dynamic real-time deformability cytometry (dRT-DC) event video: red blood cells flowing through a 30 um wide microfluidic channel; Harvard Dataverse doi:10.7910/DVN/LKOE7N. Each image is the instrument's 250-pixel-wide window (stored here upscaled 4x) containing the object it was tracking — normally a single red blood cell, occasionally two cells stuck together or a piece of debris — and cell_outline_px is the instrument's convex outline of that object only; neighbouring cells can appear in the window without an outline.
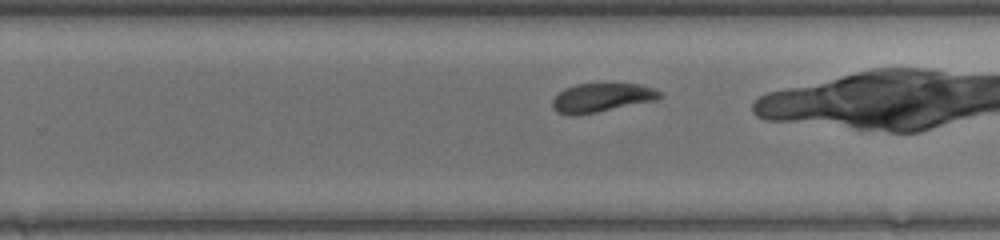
{"species": "common noctule bat (a hibernating species)", "species_latin": "Nyctalus noctula", "temperature_condition": "warm", "stored_images_in_passage": 24, "camera_frame_rate_fps": 3000, "um_per_image_px": 0.085, "animal": {"sex": "female", "body_mass_g": 17.0, "forearm_length_mm": 48.0}, "frame": {"image": 1, "passage_image": 17, "time_ms": 5.333, "image_size_px": [1000, 240], "cell_outline_px": [[664, 96], [660, 100], [576, 116], [572, 116], [556, 112], [552, 108], [552, 100], [564, 88], [576, 84], [640, 84], [664, 92]], "centroid_in_image_um": [51.19, 8.31], "position_along_channel_um": 278.6, "area_um2": 18.38}}